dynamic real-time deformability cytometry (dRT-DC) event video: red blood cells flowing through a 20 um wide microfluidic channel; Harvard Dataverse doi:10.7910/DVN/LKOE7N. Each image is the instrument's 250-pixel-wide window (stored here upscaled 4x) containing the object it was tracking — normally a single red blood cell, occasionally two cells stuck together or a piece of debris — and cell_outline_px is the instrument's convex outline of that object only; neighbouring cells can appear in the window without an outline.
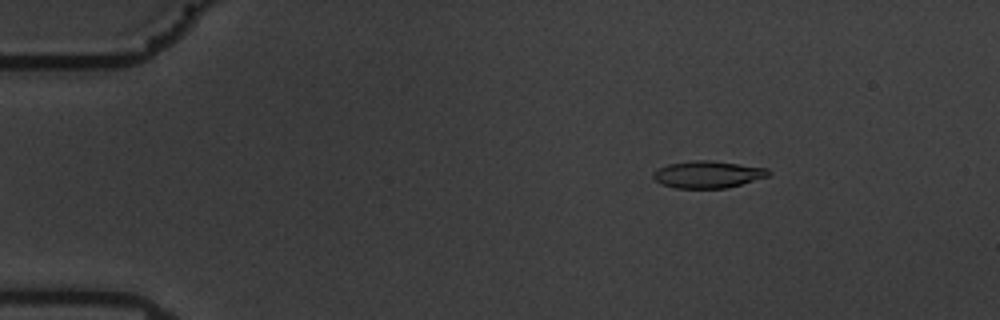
{"species": "common noctule bat (a hibernating species)", "species_latin": "Nyctalus noctula", "temperature_condition": "warm", "stored_images_in_passage": 58, "camera_frame_rate_fps": 3000, "um_per_image_px": 0.085, "animal": {"sex": "male", "body_mass_g": 19.5, "forearm_length_mm": 54.6}, "frame": {"image": 1, "passage_image": 9, "time_ms": 2.667, "image_size_px": [1000, 320], "cell_outline_px": [[772, 172], [768, 176], [740, 184], [724, 188], [676, 188], [664, 184], [656, 180], [652, 176], [652, 172], [668, 164], [692, 160], [712, 160], [768, 168]], "centroid_in_image_um": [60.17, 14.81], "position_along_channel_um": 24.8, "area_um2": 18.03}}
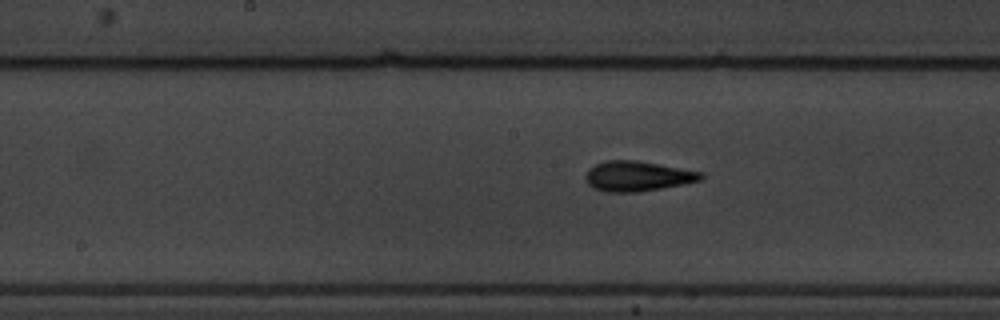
{"frame": {"image": 2, "passage_image": 30, "time_ms": 9.667, "image_size_px": [1000, 320], "cell_outline_px": [[704, 176], [700, 180], [684, 184], [636, 192], [608, 192], [592, 188], [588, 184], [584, 176], [588, 168], [604, 160], [636, 160], [704, 172]], "centroid_in_image_um": [54.16, 14.96], "position_along_channel_um": 194.0, "area_um2": 20.29}}
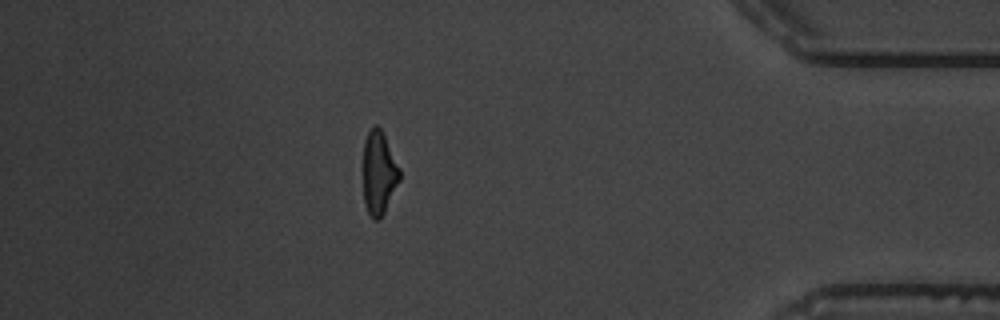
{"frame": {"image": 3, "passage_image": 51, "time_ms": 16.667, "image_size_px": [1000, 320], "cell_outline_px": [[400, 180], [380, 220], [372, 220], [364, 204], [364, 140], [372, 124], [376, 124], [384, 132], [400, 168]], "centroid_in_image_um": [32.21, 14.66], "position_along_channel_um": 403.0, "area_um2": 17.92}, "authors_computed_cell_mechanics": {"area_um2": 18.6405, "velocity_mm_per_s": 3.5374, "shape_relaxation_time_tau1_ms": 4.263, "shape_relaxation_time_tau2_ms": 1.7166, "deformation_change_tau1": 0.203, "deformation_change_tau2": 0.0983}}